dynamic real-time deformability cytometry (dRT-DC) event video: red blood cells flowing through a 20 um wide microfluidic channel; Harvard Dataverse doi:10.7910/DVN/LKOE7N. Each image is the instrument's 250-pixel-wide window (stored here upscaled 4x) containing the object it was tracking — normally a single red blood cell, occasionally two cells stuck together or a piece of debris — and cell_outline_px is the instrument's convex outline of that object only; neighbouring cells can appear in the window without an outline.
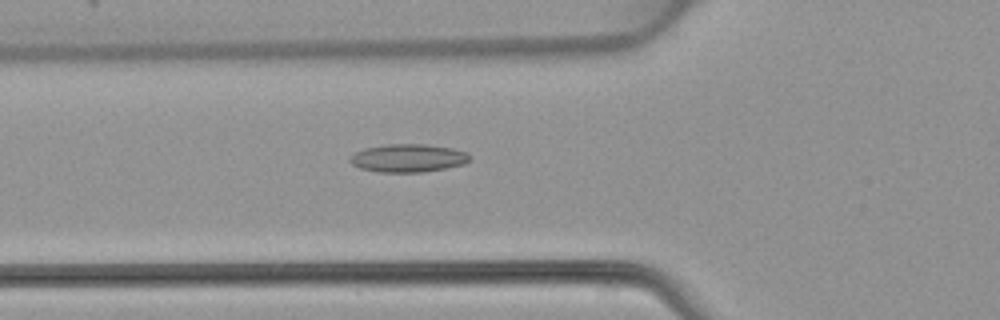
{"species": "common noctule bat (a hibernating species)", "species_latin": "Nyctalus noctula", "temperature_condition": "warm", "stored_images_in_passage": 48, "camera_frame_rate_fps": 3000, "um_per_image_px": 0.085, "animal": {"sex": "female", "body_mass_g": 22.7, "forearm_length_mm": 54.2}, "frame": {"image": 1, "passage_image": 17, "time_ms": 5.333, "image_size_px": [1000, 320], "cell_outline_px": [[468, 160], [464, 164], [444, 168], [420, 172], [380, 172], [360, 168], [352, 164], [348, 160], [356, 152], [364, 148], [388, 144], [424, 144], [452, 148], [468, 152]], "centroid_in_image_um": [34.67, 13.43], "position_along_channel_um": 91.1, "area_um2": 19.36}}
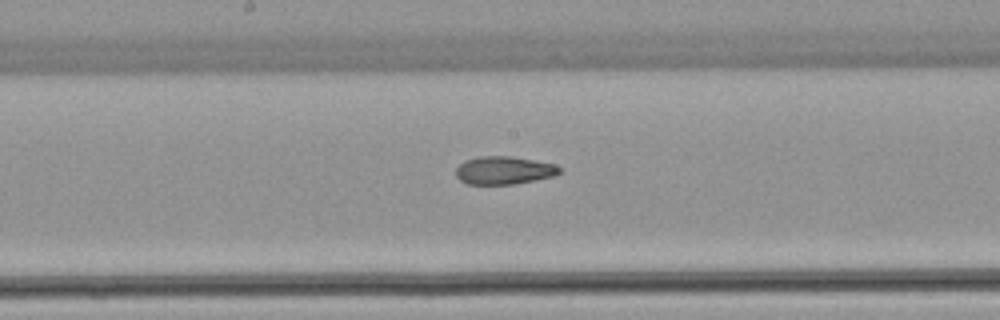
{"frame": {"image": 2, "passage_image": 25, "time_ms": 8.0, "image_size_px": [1000, 320], "cell_outline_px": [[560, 172], [556, 176], [512, 184], [468, 184], [460, 180], [456, 176], [456, 168], [464, 160], [480, 156], [508, 156], [556, 164], [560, 168]], "centroid_in_image_um": [42.82, 14.48], "position_along_channel_um": 205.4, "area_um2": 16.82}}
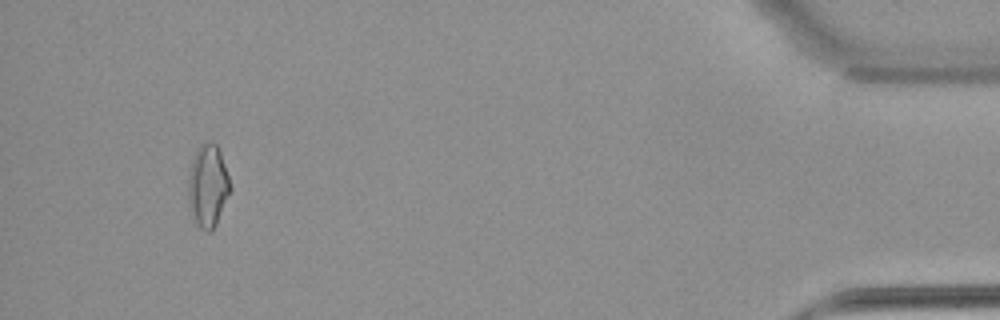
{"frame": {"image": 3, "passage_image": 45, "time_ms": 14.667, "image_size_px": [1000, 320], "cell_outline_px": [[232, 188], [216, 224], [208, 232], [200, 228], [188, 204], [188, 180], [192, 160], [200, 144], [208, 140], [212, 140], [216, 144], [220, 152]], "centroid_in_image_um": [17.67, 15.76], "position_along_channel_um": 417.5, "area_um2": 19.94}}